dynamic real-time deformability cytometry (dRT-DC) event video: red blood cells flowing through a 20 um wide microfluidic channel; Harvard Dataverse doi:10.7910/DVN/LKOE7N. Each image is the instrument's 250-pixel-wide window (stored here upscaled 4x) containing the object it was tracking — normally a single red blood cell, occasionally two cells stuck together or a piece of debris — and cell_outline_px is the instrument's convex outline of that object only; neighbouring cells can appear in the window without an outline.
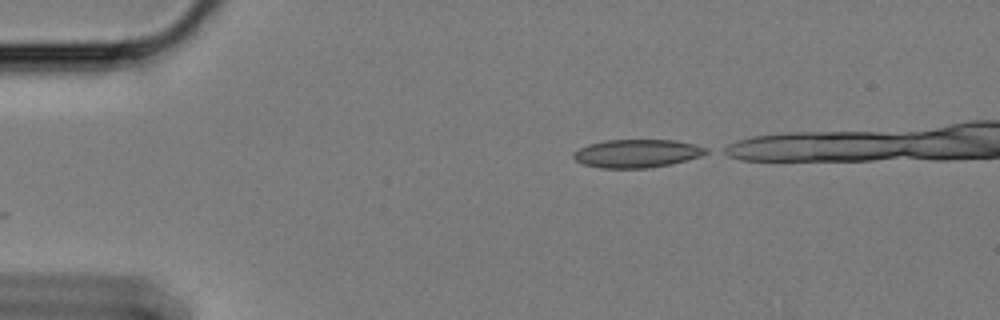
{"species": "Egyptian fruit bat (a non-hibernating species)", "species_latin": "Rousettus aegyptiacus", "temperature_condition": "cold", "stored_images_in_passage": 12, "camera_frame_rate_fps": 3000, "um_per_image_px": 0.085, "animal": {"sex": "female"}, "frame": {"image": 1, "passage_image": 1, "time_ms": 0.0, "image_size_px": [1000, 320], "cell_outline_px": [[708, 152], [700, 156], [672, 164], [648, 168], [600, 168], [584, 164], [576, 160], [572, 156], [572, 152], [588, 144], [608, 140], [672, 140], [696, 144], [708, 148]], "centroid_in_image_um": [54.14, 13.04], "position_along_channel_um": 30.9, "area_um2": 21.79}}
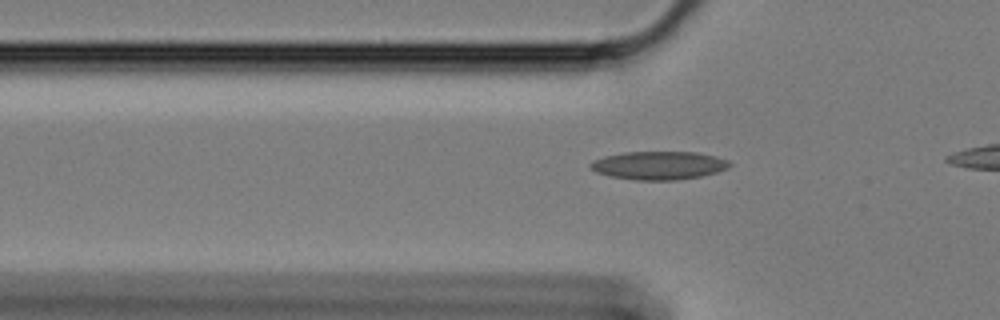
{"frame": {"image": 2, "passage_image": 9, "time_ms": 2.667, "image_size_px": [1000, 320], "cell_outline_px": [[732, 164], [728, 168], [716, 172], [700, 176], [676, 180], [636, 180], [608, 176], [596, 172], [588, 164], [592, 160], [604, 156], [624, 152], [696, 152], [716, 156], [728, 160]], "centroid_in_image_um": [55.98, 14.06], "position_along_channel_um": 69.8, "area_um2": 23.0}}